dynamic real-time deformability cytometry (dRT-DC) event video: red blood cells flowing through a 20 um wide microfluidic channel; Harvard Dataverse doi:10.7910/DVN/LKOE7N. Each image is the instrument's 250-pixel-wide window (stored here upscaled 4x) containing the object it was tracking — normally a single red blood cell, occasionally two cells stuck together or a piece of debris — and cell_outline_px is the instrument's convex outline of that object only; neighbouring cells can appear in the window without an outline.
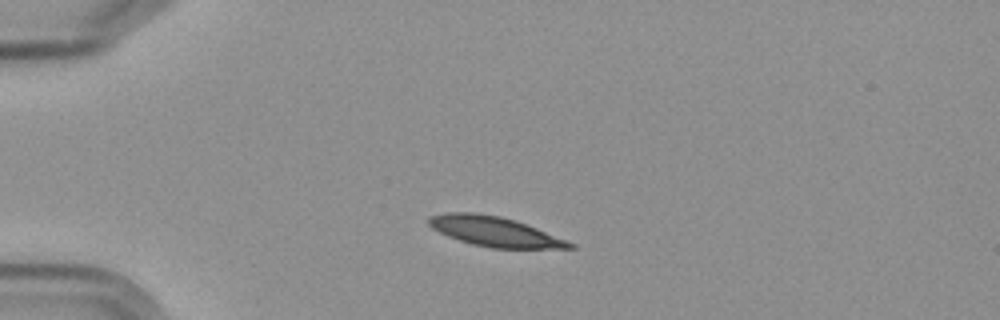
{"species": "Egyptian fruit bat (a non-hibernating species)", "species_latin": "Rousettus aegyptiacus", "temperature_condition": "cold", "stored_images_in_passage": 3, "camera_frame_rate_fps": 3000, "um_per_image_px": 0.085, "frame": {"image": 1, "passage_image": 1, "time_ms": 0.0, "image_size_px": [1000, 320], "cell_outline_px": [[576, 248], [492, 248], [472, 244], [448, 236], [432, 228], [428, 224], [428, 216], [448, 212], [476, 212], [500, 216], [536, 228], [576, 244]], "centroid_in_image_um": [42.01, 19.67], "position_along_channel_um": 43.0, "area_um2": 24.16}}
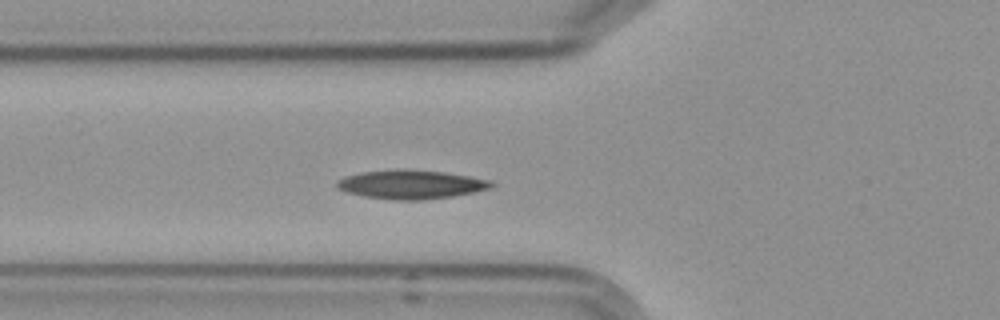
{"frame": {"image": 2, "passage_image": 3, "time_ms": 2.333, "image_size_px": [1000, 320], "cell_outline_px": [[496, 184], [492, 188], [452, 196], [424, 200], [392, 200], [364, 196], [348, 192], [336, 188], [336, 180], [344, 176], [364, 172], [444, 172], [492, 180]], "centroid_in_image_um": [34.97, 15.73], "position_along_channel_um": 90.8, "area_um2": 24.97}}